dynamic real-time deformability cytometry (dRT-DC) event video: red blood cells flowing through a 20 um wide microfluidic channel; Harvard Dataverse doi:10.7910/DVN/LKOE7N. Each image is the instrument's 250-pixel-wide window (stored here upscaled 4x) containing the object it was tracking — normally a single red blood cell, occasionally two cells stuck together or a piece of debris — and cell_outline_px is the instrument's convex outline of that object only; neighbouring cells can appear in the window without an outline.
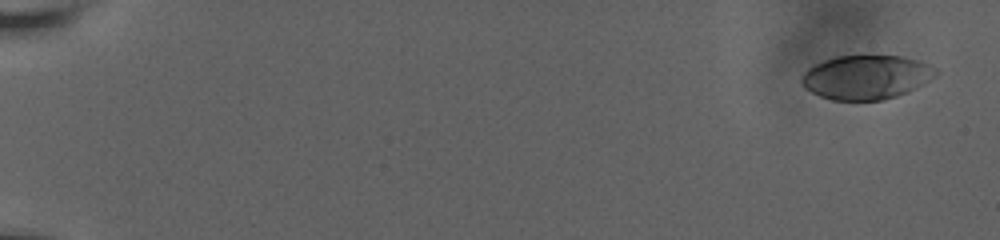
{"species": "human", "species_latin": "Homo sapiens", "temperature_condition": "room temperature", "stored_images_in_passage": 24, "camera_frame_rate_fps": 3000, "um_per_image_px": 0.085, "donor": {"sex": "male"}, "frame": {"image": 1, "passage_image": 1, "time_ms": 0.0, "image_size_px": [1000, 240], "cell_outline_px": [[940, 72], [936, 76], [908, 92], [884, 100], [832, 100], [820, 96], [804, 88], [800, 80], [804, 72], [808, 68], [824, 60], [836, 56], [868, 52], [900, 56], [916, 60], [928, 64], [936, 68]], "centroid_in_image_um": [73.63, 6.51], "position_along_channel_um": 11.4, "area_um2": 35.37}}
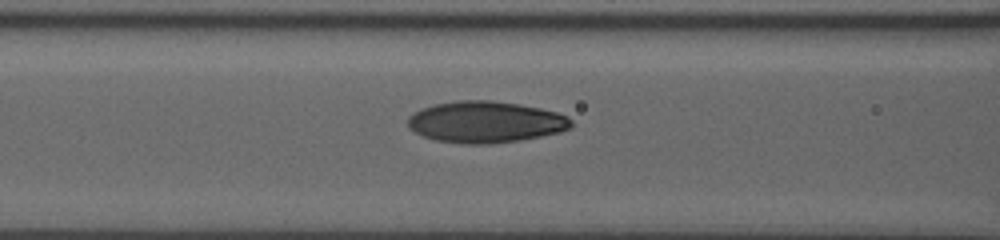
{"frame": {"image": 2, "passage_image": 14, "time_ms": 8.667, "image_size_px": [1000, 240], "cell_outline_px": [[572, 128], [560, 132], [520, 140], [488, 144], [460, 144], [436, 140], [424, 136], [408, 128], [408, 116], [412, 112], [432, 104], [456, 100], [492, 100], [520, 104], [540, 108], [556, 112], [568, 116], [572, 120]], "centroid_in_image_um": [41.26, 10.36], "position_along_channel_um": 125.3, "area_um2": 39.82}}
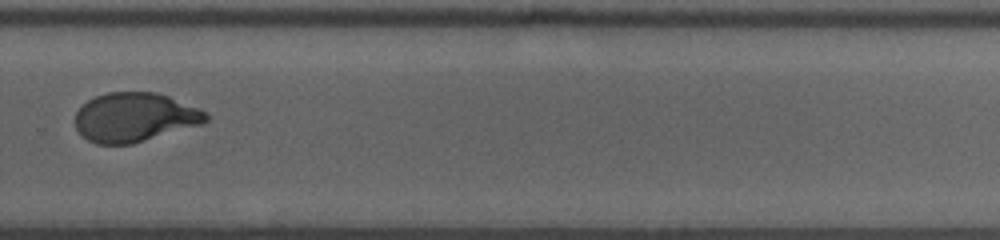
{"frame": {"image": 3, "passage_image": 24, "time_ms": 14.0, "image_size_px": [1000, 240], "cell_outline_px": [[208, 120], [200, 124], [132, 144], [96, 144], [88, 140], [76, 128], [76, 112], [88, 100], [96, 96], [108, 92], [156, 92], [168, 96], [200, 108], [208, 116]], "centroid_in_image_um": [11.44, 9.96], "position_along_channel_um": 318.4, "area_um2": 37.05}}